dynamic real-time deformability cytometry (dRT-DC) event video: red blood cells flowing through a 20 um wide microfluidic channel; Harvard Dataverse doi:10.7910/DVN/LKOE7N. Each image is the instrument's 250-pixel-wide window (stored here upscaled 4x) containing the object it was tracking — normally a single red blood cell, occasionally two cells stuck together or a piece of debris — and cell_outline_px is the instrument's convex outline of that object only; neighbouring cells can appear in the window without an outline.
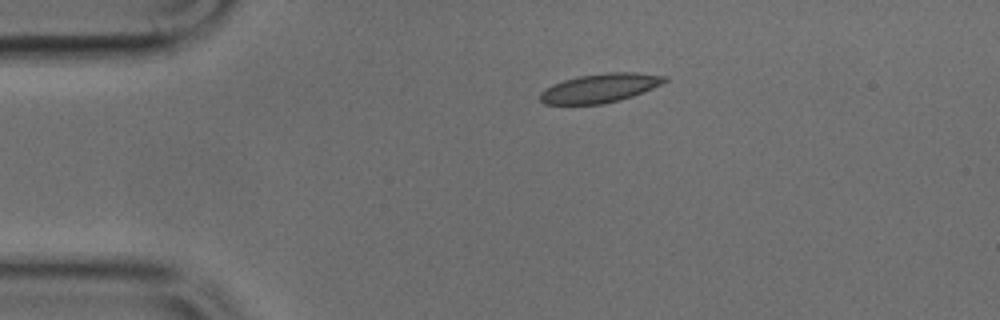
{"species": "common noctule bat (a hibernating species)", "species_latin": "Nyctalus noctula", "temperature_condition": "cold", "stored_images_in_passage": 35, "camera_frame_rate_fps": 3000, "um_per_image_px": 0.085, "animal": {"sex": "male", "body_mass_g": 17.9, "forearm_length_mm": 54.2}, "frame": {"image": 1, "passage_image": 1, "time_ms": 0.0, "image_size_px": [1000, 320], "cell_outline_px": [[668, 80], [652, 88], [632, 96], [620, 100], [604, 104], [544, 104], [540, 100], [540, 92], [544, 88], [552, 84], [564, 80], [580, 76], [604, 72], [636, 72], [668, 76]], "centroid_in_image_um": [50.99, 7.48], "position_along_channel_um": 34.0, "area_um2": 21.04}}
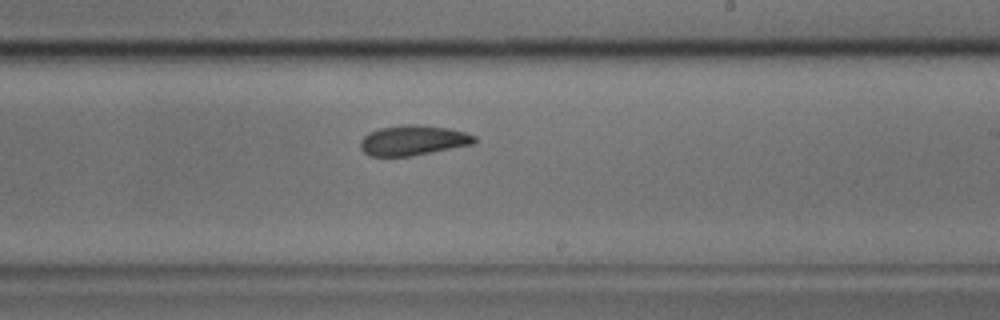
{"frame": {"image": 2, "passage_image": 20, "time_ms": 6.333, "image_size_px": [1000, 320], "cell_outline_px": [[476, 140], [472, 144], [408, 156], [368, 156], [360, 148], [360, 140], [368, 132], [380, 128], [404, 124], [420, 124], [448, 128], [464, 132], [476, 136]], "centroid_in_image_um": [35.06, 11.91], "position_along_channel_um": 253.9, "area_um2": 19.88}}
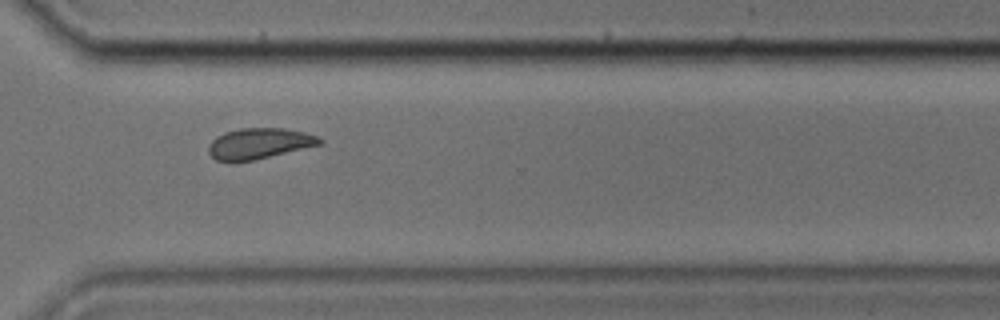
{"frame": {"image": 3, "passage_image": 27, "time_ms": 8.667, "image_size_px": [1000, 320], "cell_outline_px": [[324, 144], [252, 160], [216, 160], [208, 152], [208, 144], [216, 136], [224, 132], [240, 128], [284, 128], [304, 132], [316, 136], [324, 140]], "centroid_in_image_um": [22.05, 12.17], "position_along_channel_um": 348.5, "area_um2": 19.77}}